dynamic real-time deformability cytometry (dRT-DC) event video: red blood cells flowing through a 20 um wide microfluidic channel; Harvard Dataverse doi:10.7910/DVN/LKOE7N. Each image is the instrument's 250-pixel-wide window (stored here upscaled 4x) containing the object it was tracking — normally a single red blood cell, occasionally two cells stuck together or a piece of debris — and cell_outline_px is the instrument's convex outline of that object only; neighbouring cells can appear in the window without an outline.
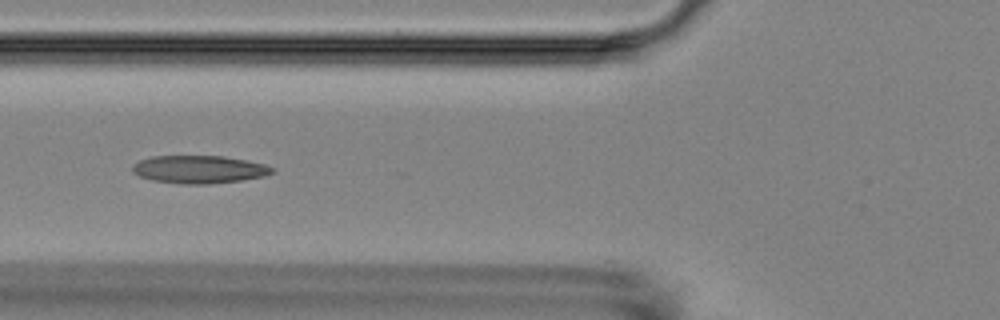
{"species": "Egyptian fruit bat (a non-hibernating species)", "species_latin": "Rousettus aegyptiacus", "temperature_condition": "room temperature", "stored_images_in_passage": 8, "camera_frame_rate_fps": 3000, "um_per_image_px": 0.085, "animal": {"sex": "female"}, "frame": {"image": 1, "passage_image": 6, "time_ms": 5.667, "image_size_px": [1000, 320], "cell_outline_px": [[276, 172], [264, 176], [240, 180], [208, 184], [180, 184], [152, 180], [140, 176], [132, 172], [132, 164], [140, 160], [152, 156], [224, 156], [264, 164], [276, 168]], "centroid_in_image_um": [16.93, 14.4], "position_along_channel_um": 108.9, "area_um2": 22.72}}
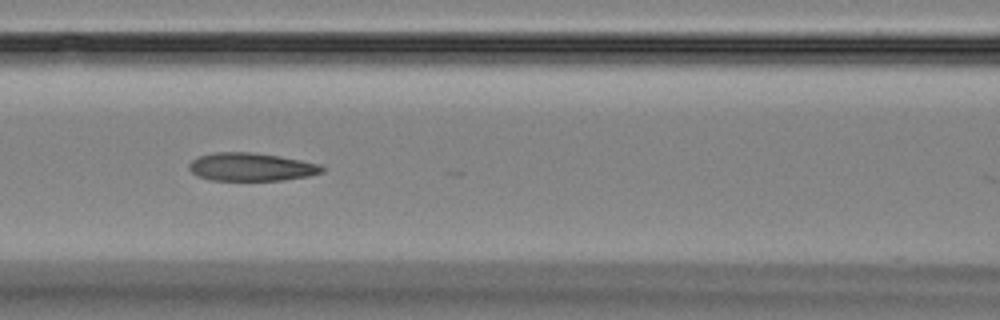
{"frame": {"image": 2, "passage_image": 7, "time_ms": 6.667, "image_size_px": [1000, 320], "cell_outline_px": [[324, 172], [308, 176], [284, 180], [212, 180], [196, 176], [188, 168], [188, 164], [192, 160], [200, 156], [212, 152], [252, 152], [280, 156], [320, 164], [324, 168]], "centroid_in_image_um": [21.34, 14.19], "position_along_channel_um": 145.3, "area_um2": 21.85}}